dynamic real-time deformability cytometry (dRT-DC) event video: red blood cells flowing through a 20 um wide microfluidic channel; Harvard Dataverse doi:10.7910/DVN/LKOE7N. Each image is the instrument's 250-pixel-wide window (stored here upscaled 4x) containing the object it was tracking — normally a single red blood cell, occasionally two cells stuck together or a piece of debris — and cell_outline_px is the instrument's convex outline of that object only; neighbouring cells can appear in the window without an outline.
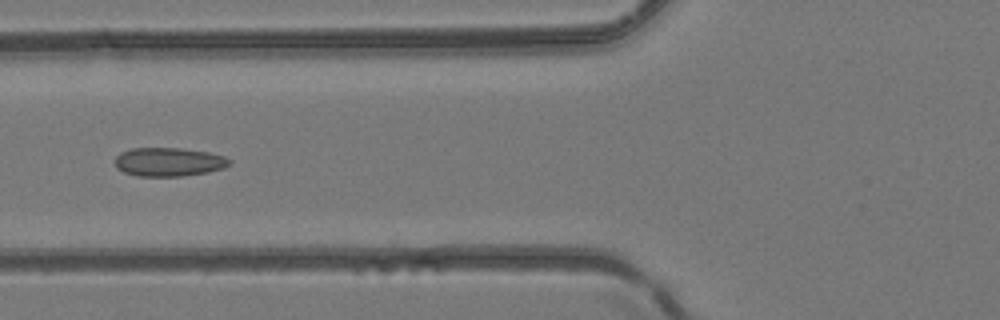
{"species": "common noctule bat (a hibernating species)", "species_latin": "Nyctalus noctula", "temperature_condition": "room temperature", "stored_images_in_passage": 3, "camera_frame_rate_fps": 3000, "um_per_image_px": 0.085, "animal": {"sex": "female", "body_mass_g": 24.6, "forearm_length_mm": 56.2}, "frame": {"image": 1, "passage_image": 3, "time_ms": 3.0, "image_size_px": [1000, 320], "cell_outline_px": [[232, 164], [224, 168], [208, 172], [180, 176], [136, 176], [124, 172], [116, 168], [116, 156], [120, 152], [132, 148], [180, 148], [208, 152], [224, 156], [232, 160]], "centroid_in_image_um": [14.36, 13.76], "position_along_channel_um": 111.4, "area_um2": 19.25}}